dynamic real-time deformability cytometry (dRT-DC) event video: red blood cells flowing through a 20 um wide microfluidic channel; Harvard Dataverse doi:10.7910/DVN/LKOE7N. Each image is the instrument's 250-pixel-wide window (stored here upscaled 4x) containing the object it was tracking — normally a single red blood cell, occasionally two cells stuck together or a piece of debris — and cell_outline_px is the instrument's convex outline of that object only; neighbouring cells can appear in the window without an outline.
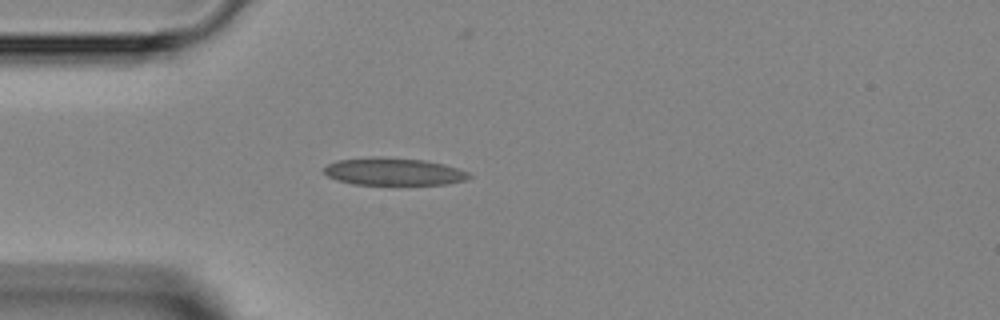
{"species": "Egyptian fruit bat (a non-hibernating species)", "species_latin": "Rousettus aegyptiacus", "temperature_condition": "room temperature", "stored_images_in_passage": 2, "camera_frame_rate_fps": 3000, "um_per_image_px": 0.085, "animal": {"sex": "female"}, "frame": {"image": 1, "passage_image": 2, "time_ms": 1.0, "image_size_px": [1000, 320], "cell_outline_px": [[472, 176], [464, 180], [448, 184], [352, 184], [336, 180], [328, 176], [324, 172], [324, 168], [328, 164], [336, 160], [424, 160], [444, 164], [468, 172]], "centroid_in_image_um": [33.5, 14.64], "position_along_channel_um": 51.5, "area_um2": 21.85}}